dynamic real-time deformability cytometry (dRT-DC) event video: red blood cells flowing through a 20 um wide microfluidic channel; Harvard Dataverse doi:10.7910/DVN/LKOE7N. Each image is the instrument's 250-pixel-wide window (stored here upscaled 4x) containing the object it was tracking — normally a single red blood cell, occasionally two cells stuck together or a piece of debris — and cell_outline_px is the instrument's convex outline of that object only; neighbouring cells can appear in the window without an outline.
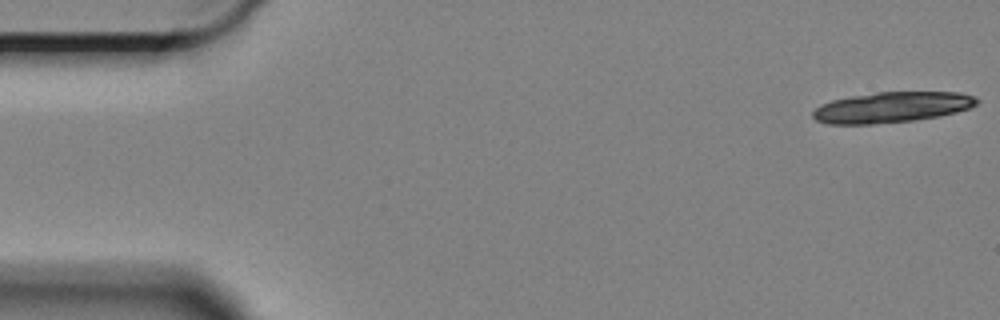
{"species": "Egyptian fruit bat (a non-hibernating species)", "species_latin": "Rousettus aegyptiacus", "temperature_condition": "cold", "stored_images_in_passage": 5, "camera_frame_rate_fps": 3000, "um_per_image_px": 0.085, "animal": {"sex": "female"}, "frame": {"image": 1, "passage_image": 1, "time_ms": 0.0, "image_size_px": [1000, 320], "cell_outline_px": [[980, 100], [976, 104], [968, 108], [956, 112], [940, 116], [912, 120], [872, 124], [828, 124], [816, 120], [812, 116], [812, 112], [820, 104], [832, 100], [852, 96], [876, 92], [956, 92], [972, 96]], "centroid_in_image_um": [75.77, 9.12], "position_along_channel_um": 9.2, "area_um2": 29.07}}